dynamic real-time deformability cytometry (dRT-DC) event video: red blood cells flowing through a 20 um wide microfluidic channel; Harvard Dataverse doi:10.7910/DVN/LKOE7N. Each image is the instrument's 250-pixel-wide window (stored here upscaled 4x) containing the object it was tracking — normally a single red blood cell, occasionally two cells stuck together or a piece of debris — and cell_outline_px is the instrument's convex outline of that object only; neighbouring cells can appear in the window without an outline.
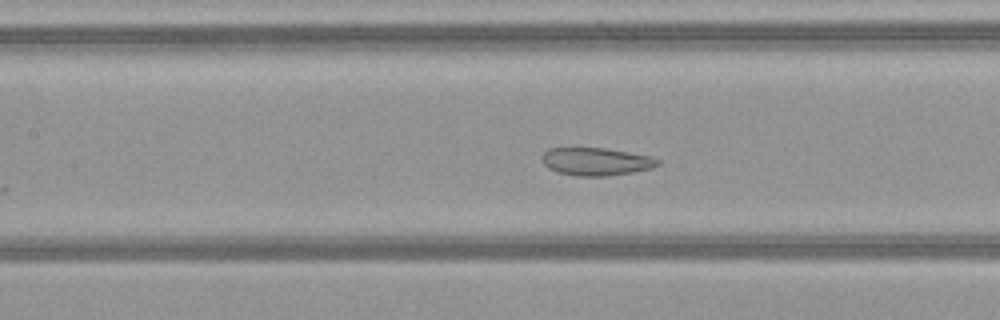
{"species": "common noctule bat (a hibernating species)", "species_latin": "Nyctalus noctula", "temperature_condition": "warm", "stored_images_in_passage": 51, "camera_frame_rate_fps": 3000, "um_per_image_px": 0.085, "animal": {"sex": "female", "body_mass_g": 21.9}, "frame": {"image": 1, "passage_image": 24, "time_ms": 7.667, "image_size_px": [1000, 320], "cell_outline_px": [[660, 164], [652, 168], [632, 172], [608, 176], [576, 176], [556, 172], [548, 168], [544, 164], [544, 152], [548, 148], [604, 148], [652, 156], [660, 160]], "centroid_in_image_um": [50.69, 13.74], "position_along_channel_um": 156.7, "area_um2": 18.73}}
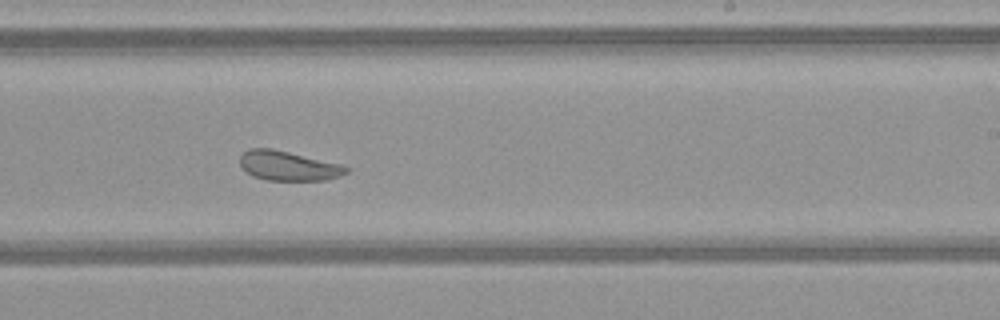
{"frame": {"image": 2, "passage_image": 32, "time_ms": 10.333, "image_size_px": [1000, 320], "cell_outline_px": [[348, 172], [340, 176], [324, 180], [268, 180], [252, 176], [240, 168], [240, 156], [248, 148], [272, 148], [340, 164], [348, 168]], "centroid_in_image_um": [24.45, 14.09], "position_along_channel_um": 264.6, "area_um2": 18.26}}
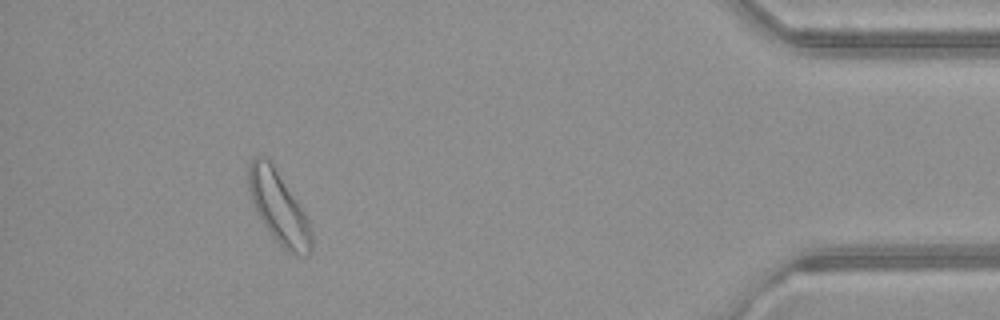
{"frame": {"image": 3, "passage_image": 47, "time_ms": 15.333, "image_size_px": [1000, 320], "cell_outline_px": [[312, 252], [304, 256], [296, 256], [288, 252], [272, 236], [260, 220], [252, 204], [248, 188], [248, 164], [252, 156], [264, 156], [272, 164], [304, 212], [308, 220], [312, 232]], "centroid_in_image_um": [23.67, 17.66], "position_along_channel_um": 411.5, "area_um2": 26.41}, "authors_computed_cell_mechanics": {"area_um2": 23.4668, "velocity_mm_per_s": 4.0531, "shape_relaxation_time_tau1_ms": null, "shape_relaxation_time_tau2_ms": 2.9618, "deformation_change_tau1": null, "deformation_change_tau2": 0.0902}}